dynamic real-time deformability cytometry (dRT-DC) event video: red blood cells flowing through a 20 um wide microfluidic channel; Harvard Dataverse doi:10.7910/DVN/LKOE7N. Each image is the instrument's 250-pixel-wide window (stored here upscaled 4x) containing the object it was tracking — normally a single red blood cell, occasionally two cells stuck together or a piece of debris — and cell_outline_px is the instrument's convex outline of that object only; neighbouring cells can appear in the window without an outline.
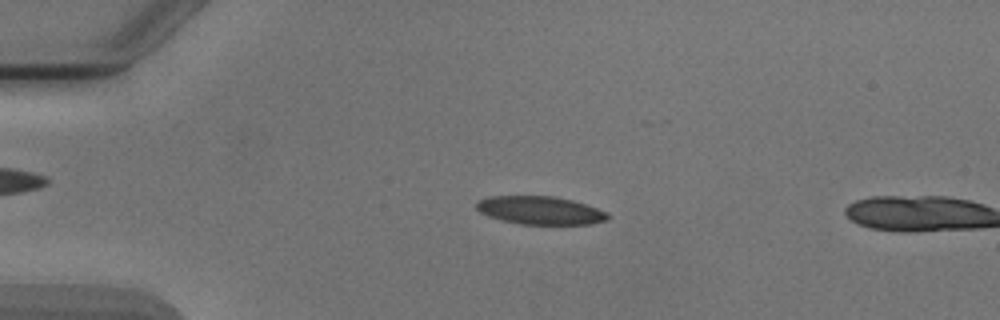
{"species": "Egyptian fruit bat (a non-hibernating species)", "species_latin": "Rousettus aegyptiacus", "temperature_condition": "cold", "stored_images_in_passage": 14, "camera_frame_rate_fps": 3000, "um_per_image_px": 0.085, "animal": {"sex": "male"}, "frame": {"image": 1, "passage_image": 12, "time_ms": 3.667, "image_size_px": [1000, 320], "cell_outline_px": [[612, 216], [608, 220], [592, 224], [520, 224], [500, 220], [488, 216], [480, 212], [476, 208], [476, 200], [488, 196], [552, 196], [572, 200], [588, 204], [608, 212]], "centroid_in_image_um": [45.94, 17.88], "position_along_channel_um": 39.1, "area_um2": 21.91}}